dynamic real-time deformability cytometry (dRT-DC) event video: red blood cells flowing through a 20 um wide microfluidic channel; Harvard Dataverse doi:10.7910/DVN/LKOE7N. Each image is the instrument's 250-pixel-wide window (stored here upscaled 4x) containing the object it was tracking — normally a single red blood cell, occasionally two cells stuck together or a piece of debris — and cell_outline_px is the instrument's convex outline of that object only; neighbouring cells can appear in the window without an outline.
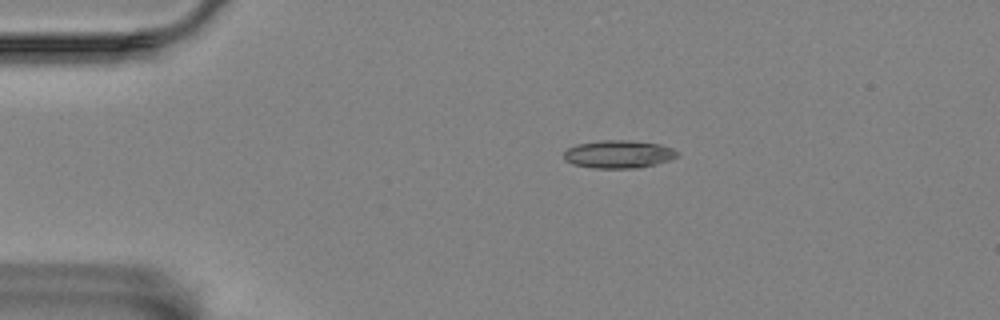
{"species": "Egyptian fruit bat (a non-hibernating species)", "species_latin": "Rousettus aegyptiacus", "temperature_condition": "room temperature", "stored_images_in_passage": 47, "camera_frame_rate_fps": 3000, "um_per_image_px": 0.085, "animal": {"sex": "female"}, "frame": {"image": 1, "passage_image": 1, "time_ms": 0.0, "image_size_px": [1000, 320], "cell_outline_px": [[676, 156], [668, 160], [656, 164], [640, 168], [592, 168], [572, 164], [564, 160], [564, 152], [568, 148], [576, 144], [600, 140], [628, 140], [660, 144], [672, 148], [676, 152]], "centroid_in_image_um": [52.53, 13.11], "position_along_channel_um": 32.5, "area_um2": 18.44}}
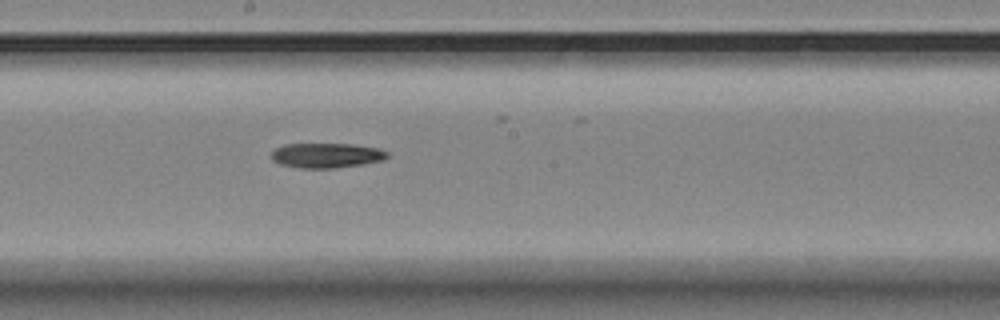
{"frame": {"image": 2, "passage_image": 21, "time_ms": 6.667, "image_size_px": [1000, 320], "cell_outline_px": [[388, 156], [384, 160], [364, 164], [336, 168], [300, 168], [280, 164], [272, 160], [272, 152], [276, 148], [284, 144], [352, 144], [376, 148], [388, 152]], "centroid_in_image_um": [27.75, 13.21], "position_along_channel_um": 220.4, "area_um2": 16.76}}
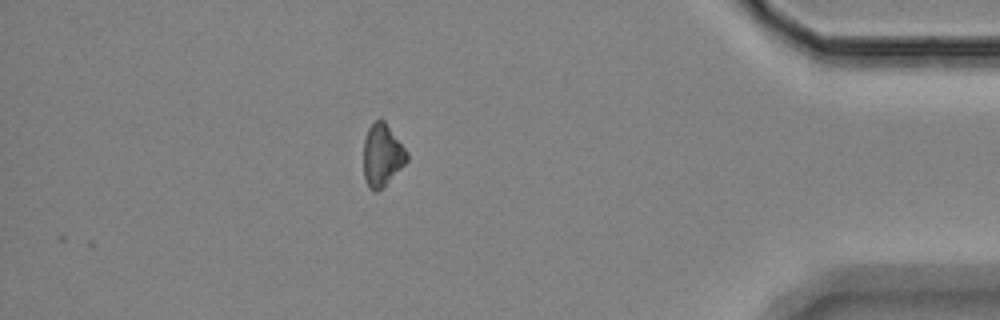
{"frame": {"image": 3, "passage_image": 40, "time_ms": 13.0, "image_size_px": [1000, 320], "cell_outline_px": [[408, 160], [376, 192], [368, 188], [364, 180], [364, 140], [368, 128], [380, 116], [384, 120], [408, 152]], "centroid_in_image_um": [32.46, 13.15], "position_along_channel_um": 402.7, "area_um2": 15.55}}